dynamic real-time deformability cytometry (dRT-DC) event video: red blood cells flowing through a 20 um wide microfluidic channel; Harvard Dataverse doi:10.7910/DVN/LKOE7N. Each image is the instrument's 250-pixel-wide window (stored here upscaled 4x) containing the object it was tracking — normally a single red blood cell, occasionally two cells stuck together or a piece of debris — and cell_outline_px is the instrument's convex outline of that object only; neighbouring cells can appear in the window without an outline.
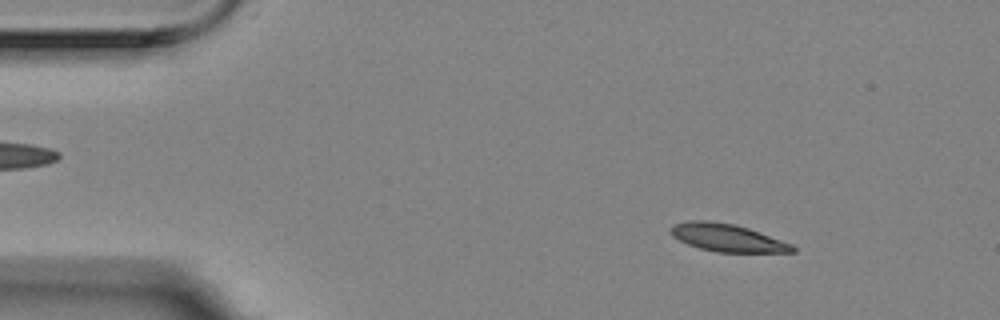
{"species": "Egyptian fruit bat (a non-hibernating species)", "species_latin": "Rousettus aegyptiacus", "temperature_condition": "room temperature", "stored_images_in_passage": 6, "camera_frame_rate_fps": 3000, "um_per_image_px": 0.085, "animal": {"sex": "female"}, "frame": {"image": 1, "passage_image": 2, "time_ms": 0.333, "image_size_px": [1000, 320], "cell_outline_px": [[796, 252], [716, 252], [700, 248], [688, 244], [672, 236], [668, 232], [668, 228], [672, 224], [688, 220], [708, 220], [736, 224], [748, 228], [792, 244], [796, 248]], "centroid_in_image_um": [61.76, 20.19], "position_along_channel_um": 23.2, "area_um2": 19.77}}
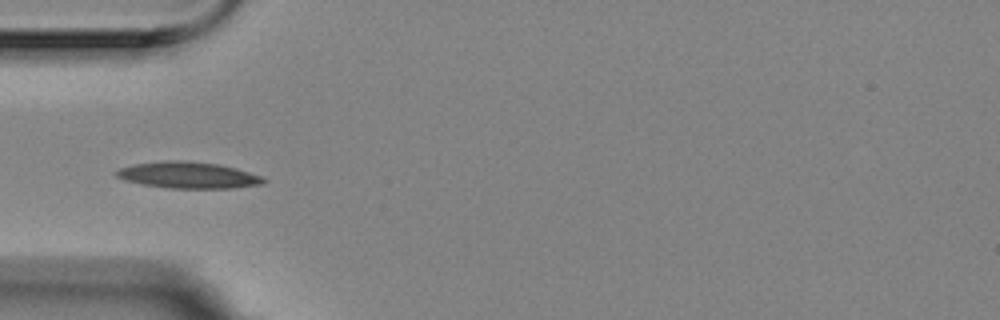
{"frame": {"image": 2, "passage_image": 5, "time_ms": 1.333, "image_size_px": [1000, 320], "cell_outline_px": [[268, 180], [264, 184], [232, 188], [168, 188], [140, 184], [124, 180], [116, 176], [116, 172], [120, 168], [132, 164], [164, 160], [184, 160], [220, 164], [236, 168], [260, 176]], "centroid_in_image_um": [15.99, 14.88], "position_along_channel_um": 69.0, "area_um2": 22.83}}
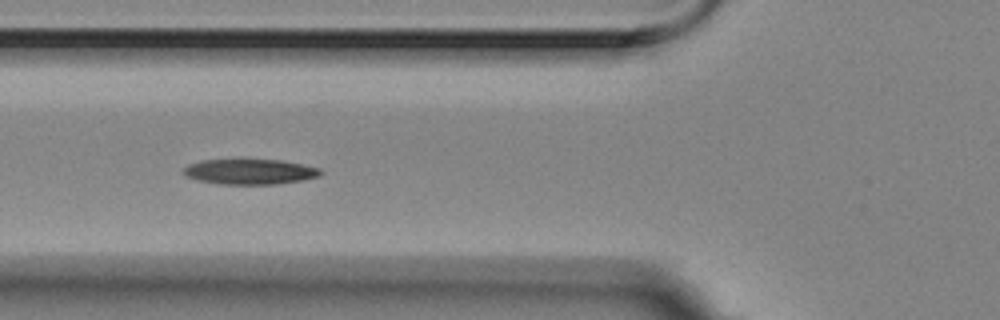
{"frame": {"image": 3, "passage_image": 6, "time_ms": 1.667, "image_size_px": [1000, 320], "cell_outline_px": [[324, 172], [320, 176], [300, 180], [276, 184], [216, 184], [196, 180], [184, 176], [180, 172], [188, 164], [200, 160], [280, 160], [320, 168]], "centroid_in_image_um": [21.17, 14.6], "position_along_channel_um": 104.6, "area_um2": 20.29}}